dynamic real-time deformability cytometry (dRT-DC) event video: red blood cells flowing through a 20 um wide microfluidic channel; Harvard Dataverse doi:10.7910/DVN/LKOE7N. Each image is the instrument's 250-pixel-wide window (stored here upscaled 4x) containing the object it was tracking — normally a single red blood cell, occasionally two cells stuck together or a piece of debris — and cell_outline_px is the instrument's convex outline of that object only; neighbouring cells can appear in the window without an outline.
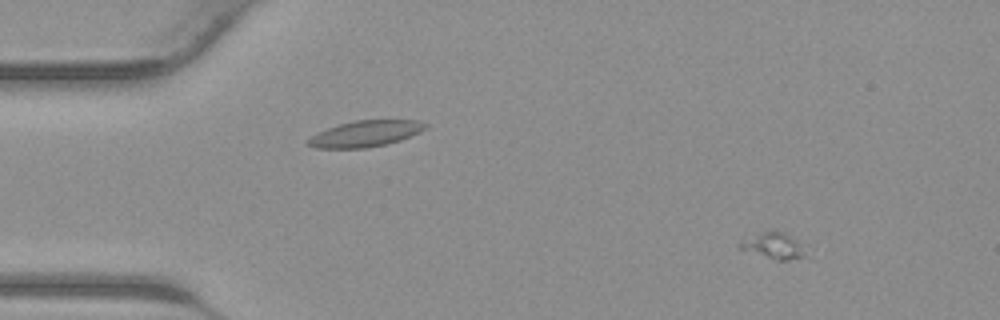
{"species": "common noctule bat (a hibernating species)", "species_latin": "Nyctalus noctula", "temperature_condition": "warm", "stored_images_in_passage": 42, "camera_frame_rate_fps": 3000, "um_per_image_px": 0.085, "animal": {"sex": "male", "body_mass_g": 23.1, "forearm_length_mm": 52.7}, "frame": {"image": 1, "passage_image": 5, "time_ms": 1.333, "image_size_px": [1000, 320], "cell_outline_px": [[812, 248], [808, 256], [788, 260], [780, 260], [736, 248], [740, 240], [768, 228], [776, 228], [812, 244]], "centroid_in_image_um": [65.95, 20.82], "position_along_channel_um": 19.1, "area_um2": 11.39}}
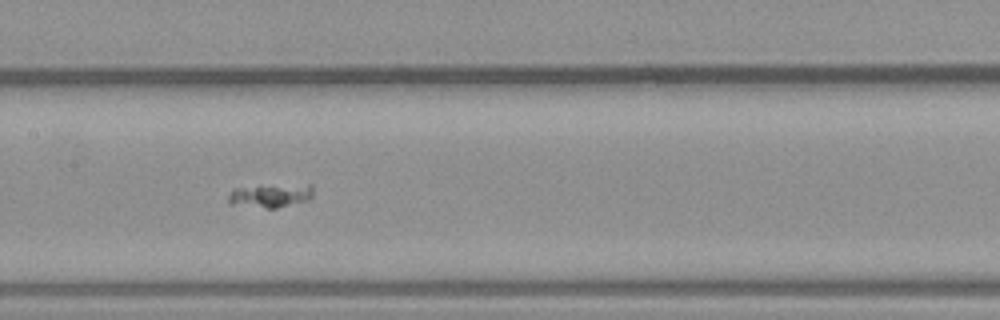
{"frame": {"image": 2, "passage_image": 21, "time_ms": 6.667, "image_size_px": [1000, 320], "cell_outline_px": [[312, 196], [308, 200], [276, 208], [268, 208], [228, 204], [228, 196], [236, 188], [260, 184], [312, 184]], "centroid_in_image_um": [23.0, 16.59], "position_along_channel_um": 184.4, "area_um2": 11.96}}
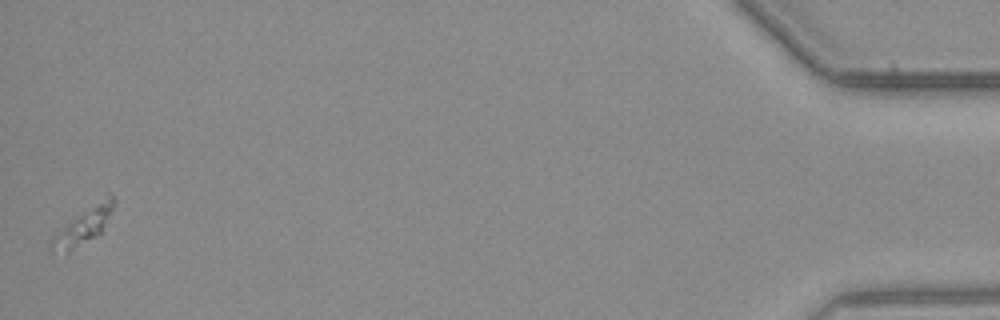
{"frame": {"image": 3, "passage_image": 42, "time_ms": 13.667, "image_size_px": [1000, 320], "cell_outline_px": [[116, 204], [100, 232], [96, 236], [72, 248], [52, 252], [48, 248], [48, 244], [72, 220], [104, 192], [108, 192], [116, 200]], "centroid_in_image_um": [7.21, 19.06], "position_along_channel_um": 428.0, "area_um2": 12.54}}